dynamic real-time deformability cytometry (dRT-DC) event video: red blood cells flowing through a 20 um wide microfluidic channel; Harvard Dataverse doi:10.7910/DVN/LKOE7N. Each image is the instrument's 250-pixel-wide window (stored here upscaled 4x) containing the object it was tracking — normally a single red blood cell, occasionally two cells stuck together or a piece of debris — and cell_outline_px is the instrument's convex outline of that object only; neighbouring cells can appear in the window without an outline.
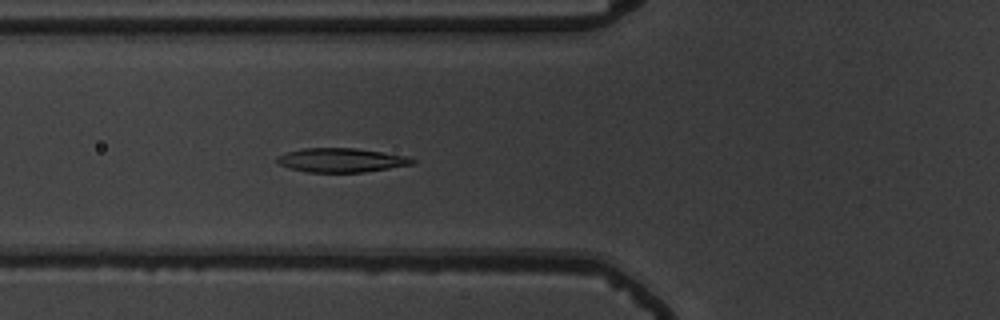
{"species": "common noctule bat (a hibernating species)", "species_latin": "Nyctalus noctula", "temperature_condition": "warm", "stored_images_in_passage": 55, "camera_frame_rate_fps": 3000, "um_per_image_px": 0.085, "animal": {"sex": "male", "body_mass_g": 19.5, "forearm_length_mm": 54.6}, "frame": {"image": 1, "passage_image": 21, "time_ms": 6.667, "image_size_px": [1000, 320], "cell_outline_px": [[416, 164], [364, 172], [308, 172], [288, 168], [280, 164], [276, 160], [276, 156], [300, 148], [356, 148], [408, 156], [416, 160]], "centroid_in_image_um": [29.03, 13.61], "position_along_channel_um": 96.8, "area_um2": 19.07}}
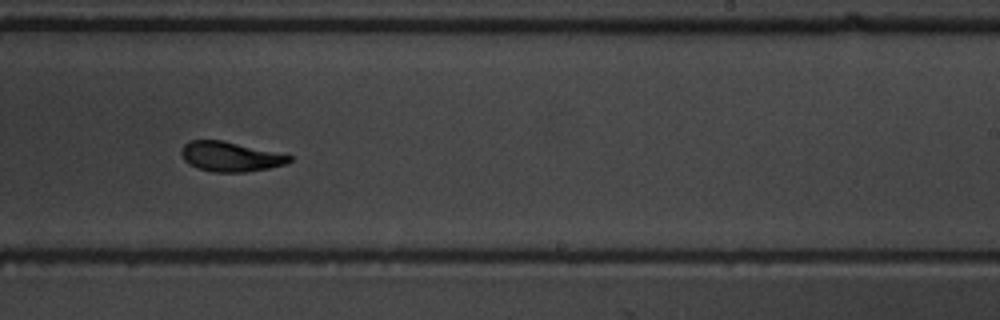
{"frame": {"image": 2, "passage_image": 35, "time_ms": 11.333, "image_size_px": [1000, 320], "cell_outline_px": [[292, 160], [284, 164], [268, 168], [244, 172], [212, 172], [196, 168], [184, 160], [180, 152], [184, 144], [188, 140], [224, 140], [284, 152], [292, 156]], "centroid_in_image_um": [19.61, 13.29], "position_along_channel_um": 269.4, "area_um2": 19.19}}
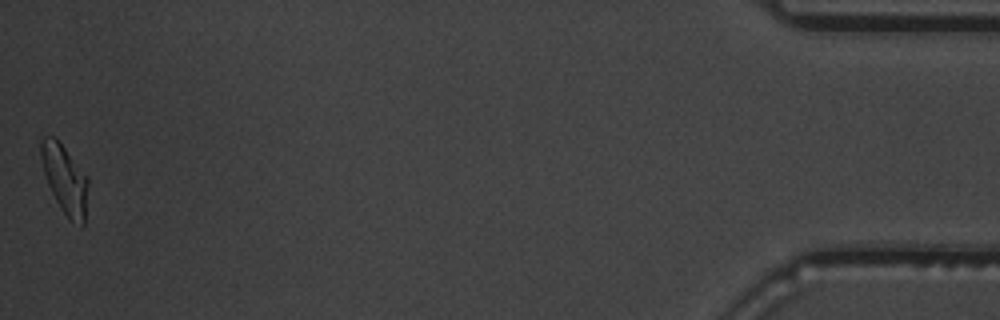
{"frame": {"image": 3, "passage_image": 55, "time_ms": 18.0, "image_size_px": [1000, 320], "cell_outline_px": [[88, 184], [84, 224], [80, 228], [68, 220], [60, 208], [48, 184], [44, 172], [40, 156], [40, 140], [44, 136], [52, 136], [64, 148], [88, 176]], "centroid_in_image_um": [5.52, 15.29], "position_along_channel_um": 429.7, "area_um2": 18.84}, "authors_computed_cell_mechanics": {"area_um2": 19.1896, "velocity_mm_per_s": 3.7094, "shape_relaxation_time_tau1_ms": 4.1022, "shape_relaxation_time_tau2_ms": 2.4018, "deformation_change_tau1": 0.1666, "deformation_change_tau2": 0.0785}}